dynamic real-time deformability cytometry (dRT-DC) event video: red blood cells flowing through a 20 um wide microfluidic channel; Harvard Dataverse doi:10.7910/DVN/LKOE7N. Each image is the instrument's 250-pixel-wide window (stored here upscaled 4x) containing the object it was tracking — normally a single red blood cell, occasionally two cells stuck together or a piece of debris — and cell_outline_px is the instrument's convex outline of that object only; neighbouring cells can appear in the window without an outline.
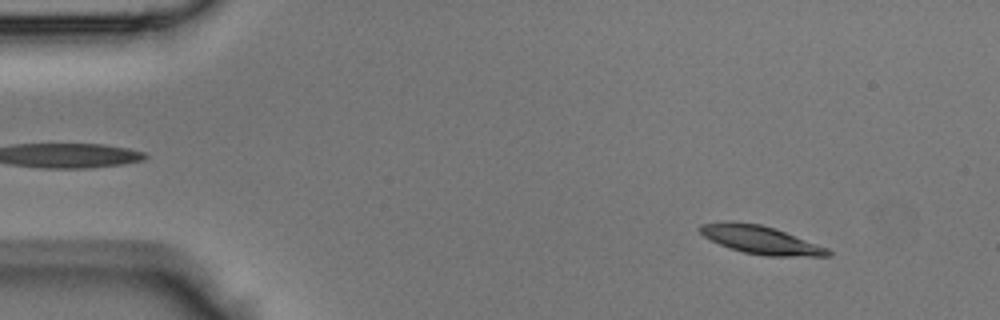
{"species": "Egyptian fruit bat (a non-hibernating species)", "species_latin": "Rousettus aegyptiacus", "temperature_condition": "room temperature", "stored_images_in_passage": 45, "camera_frame_rate_fps": 3000, "um_per_image_px": 0.085, "animal": {"sex": "male"}, "frame": {"image": 1, "passage_image": 5, "time_ms": 1.333, "image_size_px": [1000, 320], "cell_outline_px": [[832, 256], [764, 256], [744, 252], [720, 244], [704, 236], [700, 232], [700, 224], [724, 220], [732, 220], [760, 224], [784, 232], [828, 248], [832, 252]], "centroid_in_image_um": [64.63, 20.37], "position_along_channel_um": 20.4, "area_um2": 20.81}}
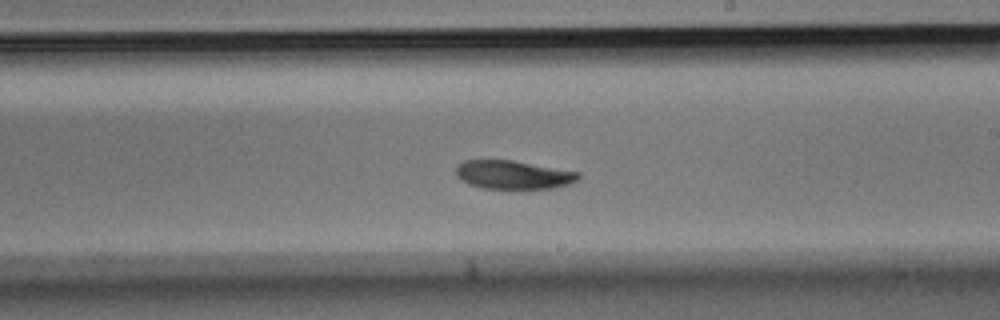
{"frame": {"image": 2, "passage_image": 26, "time_ms": 8.333, "image_size_px": [1000, 320], "cell_outline_px": [[580, 176], [576, 180], [568, 184], [556, 188], [484, 188], [468, 184], [456, 176], [456, 168], [464, 160], [512, 160], [580, 172]], "centroid_in_image_um": [43.62, 14.85], "position_along_channel_um": 245.4, "area_um2": 20.17}}
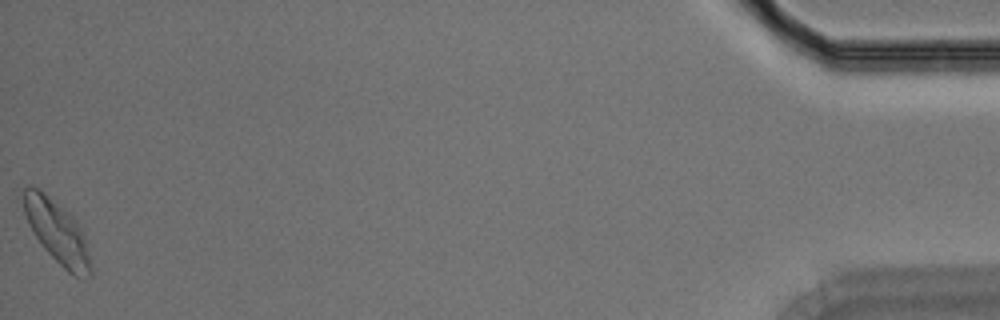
{"frame": {"image": 3, "passage_image": 45, "time_ms": 14.667, "image_size_px": [1000, 320], "cell_outline_px": [[92, 276], [84, 280], [72, 276], [44, 248], [28, 224], [24, 212], [24, 184], [32, 184], [44, 192], [64, 208], [76, 220], [84, 232], [92, 264]], "centroid_in_image_um": [4.91, 19.74], "position_along_channel_um": 430.3, "area_um2": 24.97}}